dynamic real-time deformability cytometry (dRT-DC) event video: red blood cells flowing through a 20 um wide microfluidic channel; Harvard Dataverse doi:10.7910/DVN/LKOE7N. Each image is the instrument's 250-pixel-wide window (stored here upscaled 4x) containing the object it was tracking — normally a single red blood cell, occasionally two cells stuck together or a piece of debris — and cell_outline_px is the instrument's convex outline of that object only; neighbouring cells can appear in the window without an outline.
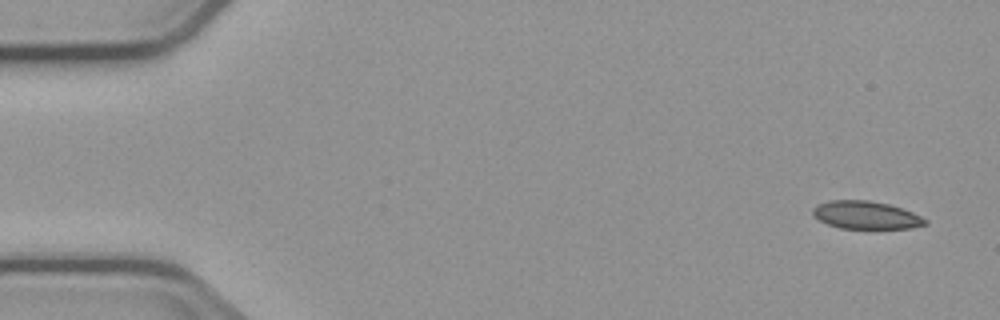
{"species": "common noctule bat (a hibernating species)", "species_latin": "Nyctalus noctula", "temperature_condition": "cold", "stored_images_in_passage": 4, "camera_frame_rate_fps": 3000, "um_per_image_px": 0.085, "animal": {"sex": "male", "body_mass_g": 23.1, "forearm_length_mm": 52.7}, "frame": {"image": 1, "passage_image": 1, "time_ms": 0.0, "image_size_px": [1000, 320], "cell_outline_px": [[928, 224], [912, 228], [840, 228], [828, 224], [812, 216], [812, 208], [816, 204], [828, 200], [868, 200], [888, 204], [912, 212], [928, 220]], "centroid_in_image_um": [73.57, 18.27], "position_along_channel_um": 11.4, "area_um2": 18.26}}
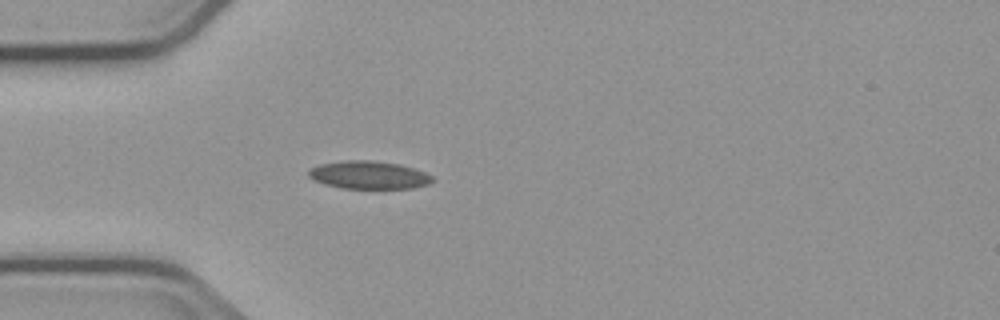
{"frame": {"image": 2, "passage_image": 4, "time_ms": 4.333, "image_size_px": [1000, 320], "cell_outline_px": [[436, 180], [428, 184], [412, 188], [340, 188], [324, 184], [312, 180], [308, 176], [308, 168], [320, 164], [348, 160], [372, 160], [400, 164], [424, 172], [432, 176]], "centroid_in_image_um": [31.32, 14.87], "position_along_channel_um": 53.7, "area_um2": 20.23}}